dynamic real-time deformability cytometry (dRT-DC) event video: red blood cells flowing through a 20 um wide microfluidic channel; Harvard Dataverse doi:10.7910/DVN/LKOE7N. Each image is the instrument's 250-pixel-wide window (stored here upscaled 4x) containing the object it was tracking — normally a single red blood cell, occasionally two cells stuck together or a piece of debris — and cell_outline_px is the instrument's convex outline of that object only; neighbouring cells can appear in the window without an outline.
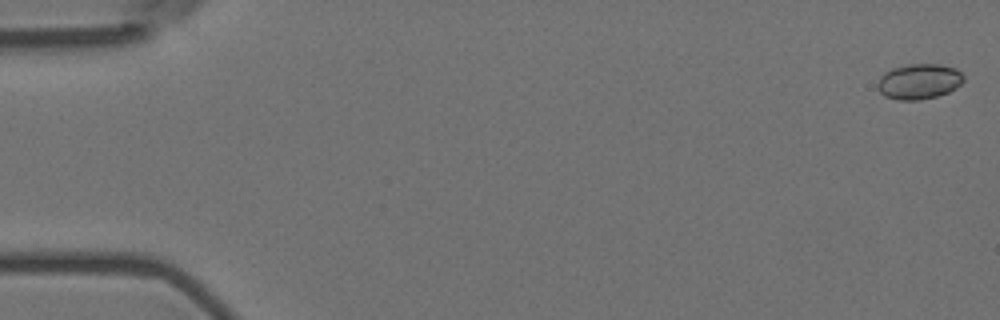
{"species": "Egyptian fruit bat (a non-hibernating species)", "species_latin": "Rousettus aegyptiacus", "temperature_condition": "room temperature", "stored_images_in_passage": 20, "camera_frame_rate_fps": 3000, "um_per_image_px": 0.085, "animal": {"sex": "female"}, "frame": {"image": 1, "passage_image": 2, "time_ms": 0.333, "image_size_px": [1000, 320], "cell_outline_px": [[964, 80], [956, 88], [948, 92], [936, 96], [920, 100], [900, 100], [884, 96], [880, 92], [876, 84], [880, 76], [884, 72], [892, 68], [908, 64], [940, 64], [956, 68], [964, 76]], "centroid_in_image_um": [78.1, 6.92], "position_along_channel_um": 6.9, "area_um2": 17.86}}
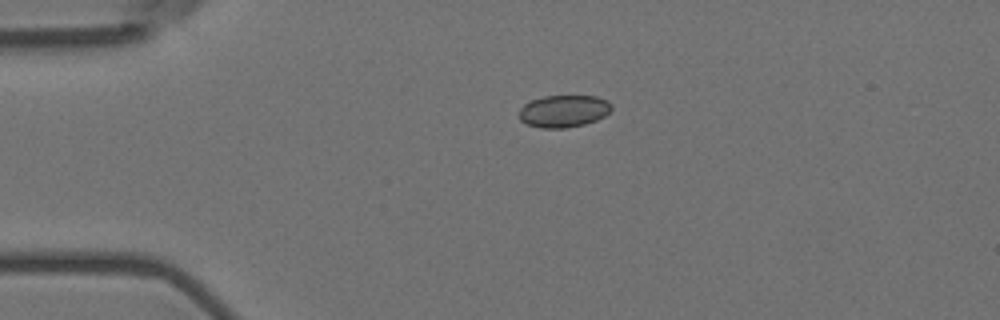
{"frame": {"image": 2, "passage_image": 14, "time_ms": 4.333, "image_size_px": [1000, 320], "cell_outline_px": [[612, 108], [604, 116], [596, 120], [584, 124], [564, 128], [540, 128], [528, 124], [520, 120], [520, 108], [524, 104], [532, 100], [544, 96], [596, 96], [608, 100], [612, 104]], "centroid_in_image_um": [47.93, 9.44], "position_along_channel_um": 37.1, "area_um2": 17.28}}
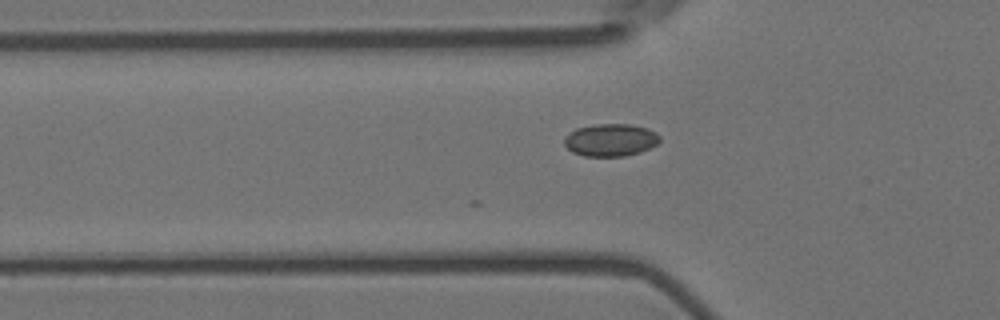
{"frame": {"image": 3, "passage_image": 20, "time_ms": 6.333, "image_size_px": [1000, 320], "cell_outline_px": [[660, 140], [656, 144], [640, 152], [624, 156], [584, 156], [572, 152], [564, 144], [564, 136], [576, 128], [596, 124], [632, 124], [648, 128], [656, 132], [660, 136]], "centroid_in_image_um": [51.89, 11.89], "position_along_channel_um": 73.9, "area_um2": 18.15}}